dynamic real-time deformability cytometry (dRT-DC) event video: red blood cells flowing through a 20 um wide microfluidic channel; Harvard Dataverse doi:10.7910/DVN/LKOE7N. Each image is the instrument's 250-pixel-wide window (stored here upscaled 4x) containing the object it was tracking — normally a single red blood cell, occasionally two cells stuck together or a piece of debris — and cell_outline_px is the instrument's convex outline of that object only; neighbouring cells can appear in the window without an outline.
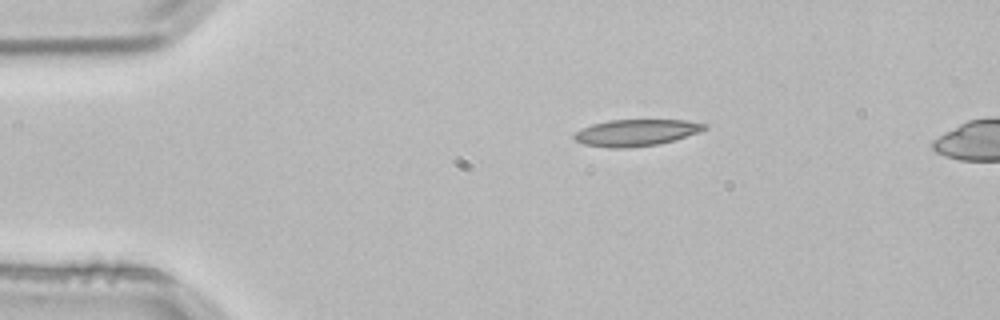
{"species": "common noctule bat (a hibernating species)", "species_latin": "Nyctalus noctula", "temperature_condition": "room temperature", "stored_images_in_passage": 2, "camera_frame_rate_fps": 3000, "um_per_image_px": 0.085, "animal": {"sex": "male", "body_mass_g": 21.5, "forearm_length_mm": 52.0}, "frame": {"image": 1, "passage_image": 2, "time_ms": 0.333, "image_size_px": [1000, 320], "cell_outline_px": [[708, 128], [700, 132], [676, 140], [656, 144], [628, 148], [608, 148], [584, 144], [576, 140], [572, 136], [580, 128], [592, 124], [608, 120], [684, 120], [708, 124]], "centroid_in_image_um": [54.08, 11.27], "position_along_channel_um": 30.9, "area_um2": 20.35}}